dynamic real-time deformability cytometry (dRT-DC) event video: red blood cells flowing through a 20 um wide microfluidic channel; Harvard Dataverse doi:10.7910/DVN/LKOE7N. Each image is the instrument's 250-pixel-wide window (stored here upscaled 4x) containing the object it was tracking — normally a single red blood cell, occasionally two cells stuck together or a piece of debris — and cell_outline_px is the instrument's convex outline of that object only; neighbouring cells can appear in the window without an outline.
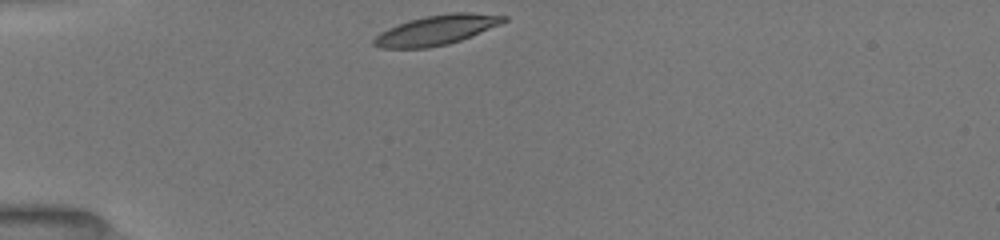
{"species": "common noctule bat (a hibernating species)", "species_latin": "Nyctalus noctula", "temperature_condition": "room temperature", "stored_images_in_passage": 7, "camera_frame_rate_fps": 3000, "um_per_image_px": 0.085, "animal": {"sex": "female", "body_mass_g": 19.5, "forearm_length_mm": 54.1}, "frame": {"image": 1, "passage_image": 1, "time_ms": 0.0, "image_size_px": [1000, 240], "cell_outline_px": [[508, 20], [500, 24], [460, 40], [448, 44], [428, 48], [380, 48], [372, 44], [372, 40], [380, 32], [388, 28], [408, 20], [428, 16], [452, 12], [472, 12], [508, 16]], "centroid_in_image_um": [37.09, 2.55], "position_along_channel_um": 47.9, "area_um2": 22.43}}
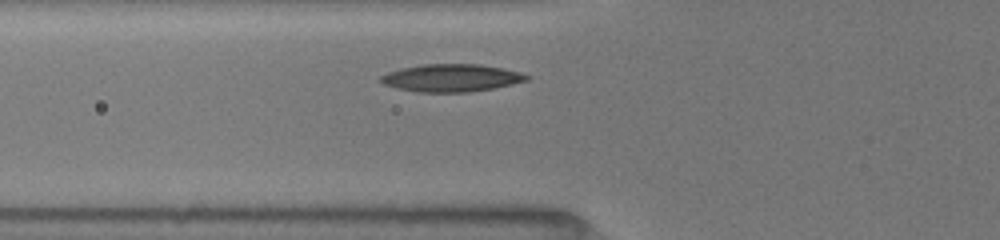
{"frame": {"image": 2, "passage_image": 4, "time_ms": 1.667, "image_size_px": [1000, 240], "cell_outline_px": [[532, 76], [528, 80], [512, 84], [492, 88], [468, 92], [416, 92], [396, 88], [384, 84], [376, 80], [380, 76], [388, 72], [400, 68], [424, 64], [480, 64], [504, 68], [520, 72]], "centroid_in_image_um": [38.34, 6.62], "position_along_channel_um": 87.5, "area_um2": 23.64}}
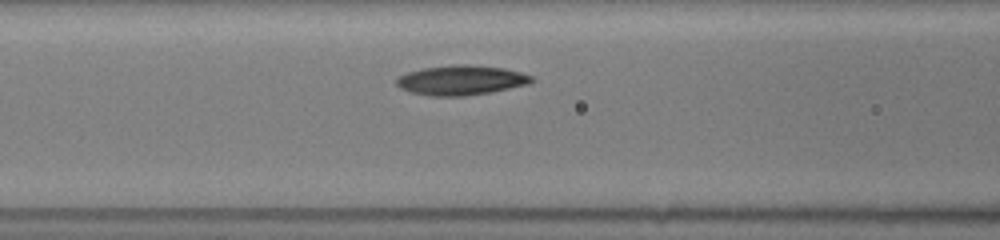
{"frame": {"image": 3, "passage_image": 6, "time_ms": 2.667, "image_size_px": [1000, 240], "cell_outline_px": [[536, 80], [528, 84], [488, 92], [464, 96], [428, 96], [412, 92], [400, 88], [396, 84], [396, 80], [400, 76], [408, 72], [424, 68], [460, 64], [472, 64], [504, 68], [520, 72], [532, 76]], "centroid_in_image_um": [39.2, 6.81], "position_along_channel_um": 127.4, "area_um2": 23.24}}